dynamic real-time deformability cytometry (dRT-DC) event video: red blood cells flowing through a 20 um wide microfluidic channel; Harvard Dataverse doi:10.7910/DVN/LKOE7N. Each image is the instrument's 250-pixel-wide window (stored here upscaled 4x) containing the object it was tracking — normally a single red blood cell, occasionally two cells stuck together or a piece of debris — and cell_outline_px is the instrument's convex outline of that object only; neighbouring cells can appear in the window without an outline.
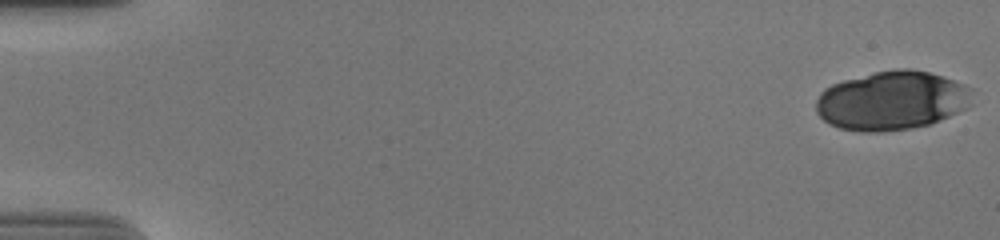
{"species": "human", "species_latin": "Homo sapiens", "temperature_condition": "cold", "stored_images_in_passage": 55, "segment_of_instrument_passage": [1, 2], "camera_frame_rate_fps": 3000, "um_per_image_px": 0.085, "donor": {"sex": "male"}, "frame": {"image": 1, "passage_image": 1, "time_ms": 0.0, "image_size_px": [1000, 240], "cell_outline_px": [[972, 104], [968, 108], [940, 120], [928, 124], [912, 128], [884, 132], [860, 132], [840, 128], [828, 124], [816, 112], [816, 100], [820, 92], [824, 88], [832, 84], [844, 80], [876, 72], [896, 68], [908, 68], [928, 72], [944, 76], [964, 84], [972, 88]], "centroid_in_image_um": [75.82, 8.55], "position_along_channel_um": 9.2, "area_um2": 54.16}}
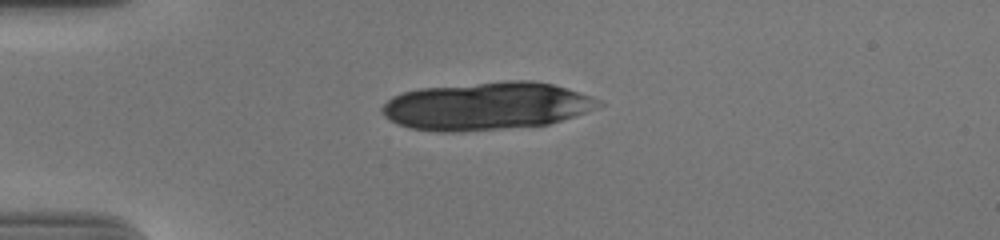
{"frame": {"image": 2, "passage_image": 15, "time_ms": 4.667, "image_size_px": [1000, 240], "cell_outline_px": [[604, 104], [596, 108], [548, 124], [456, 132], [440, 132], [412, 128], [396, 124], [384, 116], [380, 112], [380, 108], [392, 96], [404, 92], [420, 88], [504, 80], [532, 80], [552, 84], [592, 96], [600, 100]], "centroid_in_image_um": [41.31, 9.0], "position_along_channel_um": 43.7, "area_um2": 60.23}}